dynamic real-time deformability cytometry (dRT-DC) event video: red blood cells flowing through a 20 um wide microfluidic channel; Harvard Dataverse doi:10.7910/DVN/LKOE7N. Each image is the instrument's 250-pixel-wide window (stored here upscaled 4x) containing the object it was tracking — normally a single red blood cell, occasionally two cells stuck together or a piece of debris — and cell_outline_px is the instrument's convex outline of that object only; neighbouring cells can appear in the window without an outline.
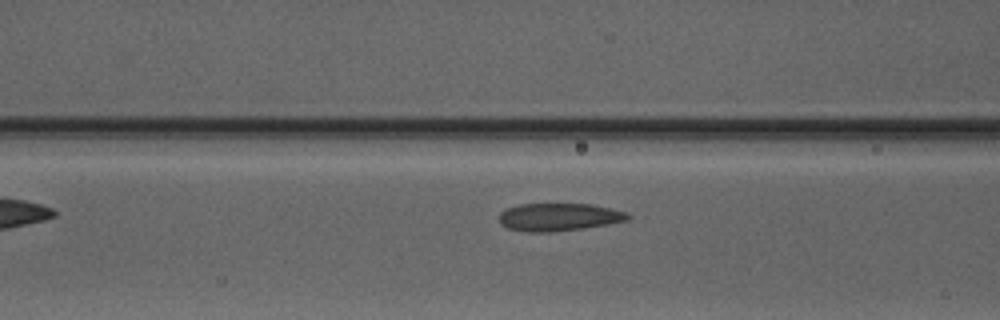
{"species": "Egyptian fruit bat (a non-hibernating species)", "species_latin": "Rousettus aegyptiacus", "temperature_condition": "warm", "stored_images_in_passage": 7, "segment_of_instrument_passage": [2, 2], "camera_frame_rate_fps": 3000, "um_per_image_px": 0.085, "animal": {"sex": "male"}, "frame": {"image": 1, "passage_image": 7, "time_ms": 7.333, "image_size_px": [1000, 320], "cell_outline_px": [[632, 216], [628, 220], [608, 224], [584, 228], [552, 232], [528, 232], [508, 228], [500, 224], [500, 212], [508, 208], [520, 204], [592, 204], [612, 208], [628, 212]], "centroid_in_image_um": [47.55, 18.45], "position_along_channel_um": 119.1, "area_um2": 20.92}}